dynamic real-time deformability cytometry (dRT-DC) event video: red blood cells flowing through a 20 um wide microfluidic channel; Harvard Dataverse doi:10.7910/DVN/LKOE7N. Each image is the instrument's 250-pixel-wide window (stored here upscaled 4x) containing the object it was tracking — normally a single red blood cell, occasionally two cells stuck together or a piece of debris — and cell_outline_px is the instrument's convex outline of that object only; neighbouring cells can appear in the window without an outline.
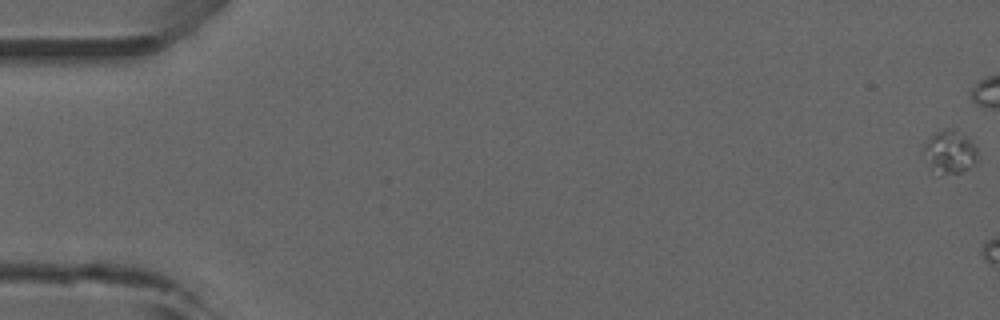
{"species": "common noctule bat (a hibernating species)", "species_latin": "Nyctalus noctula", "temperature_condition": "room temperature", "stored_images_in_passage": 6, "camera_frame_rate_fps": 3000, "um_per_image_px": 0.085, "animal": {"sex": "male", "forearm_length_mm": 52.5}, "frame": {"image": 1, "passage_image": 1, "time_ms": 0.0, "image_size_px": [1000, 320], "cell_outline_px": [[976, 160], [968, 168], [960, 172], [940, 176], [936, 176], [924, 144], [936, 132], [948, 128], [952, 128], [964, 136], [976, 148]], "centroid_in_image_um": [80.75, 12.94], "position_along_channel_um": 4.2, "area_um2": 12.72}}